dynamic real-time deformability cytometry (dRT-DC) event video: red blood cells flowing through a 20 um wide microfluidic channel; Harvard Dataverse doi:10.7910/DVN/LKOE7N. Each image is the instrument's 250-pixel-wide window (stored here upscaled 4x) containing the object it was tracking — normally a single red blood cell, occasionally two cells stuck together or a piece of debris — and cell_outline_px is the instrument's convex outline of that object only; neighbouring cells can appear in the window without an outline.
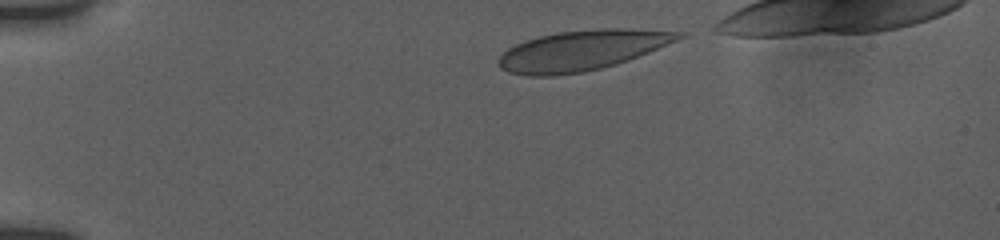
{"species": "human", "species_latin": "Homo sapiens", "temperature_condition": "room temperature", "stored_images_in_passage": 51, "camera_frame_rate_fps": 3000, "um_per_image_px": 0.085, "donor": {"sex": "female"}, "frame": {"image": 1, "passage_image": 1, "time_ms": 0.0, "image_size_px": [1000, 240], "cell_outline_px": [[688, 36], [628, 60], [616, 64], [584, 72], [552, 76], [528, 76], [508, 72], [500, 68], [496, 64], [496, 60], [508, 48], [516, 44], [540, 36], [556, 32], [596, 28], [632, 28], [688, 32]], "centroid_in_image_um": [49.49, 4.27], "position_along_channel_um": 35.5, "area_um2": 42.54}}
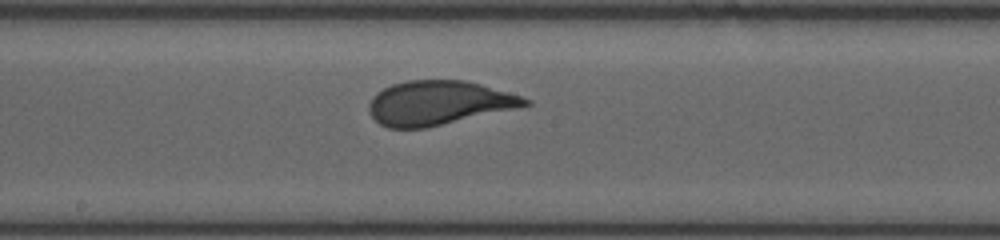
{"frame": {"image": 2, "passage_image": 31, "time_ms": 6.333, "image_size_px": [1000, 240], "cell_outline_px": [[532, 104], [520, 108], [428, 128], [388, 128], [380, 124], [368, 112], [368, 104], [372, 96], [376, 92], [392, 84], [408, 80], [464, 80], [480, 84], [520, 96], [532, 100]], "centroid_in_image_um": [37.28, 8.76], "position_along_channel_um": 210.9, "area_um2": 40.52}}
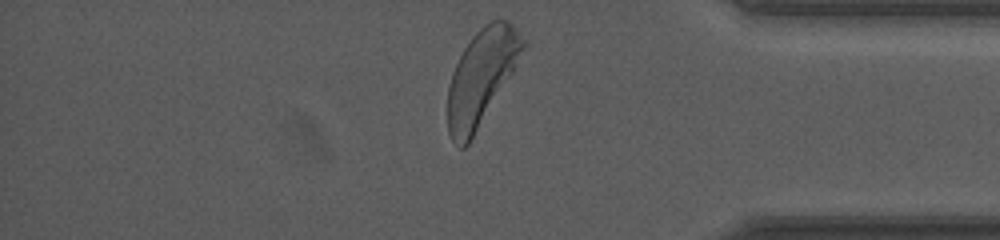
{"frame": {"image": 3, "passage_image": 51, "time_ms": 11.667, "image_size_px": [1000, 240], "cell_outline_px": [[524, 44], [512, 72], [468, 144], [464, 148], [460, 148], [452, 140], [448, 132], [448, 88], [452, 72], [464, 48], [472, 36], [484, 24], [492, 20], [508, 20], [512, 24], [524, 40]], "centroid_in_image_um": [40.87, 6.56], "position_along_channel_um": 394.3, "area_um2": 40.58}, "authors_computed_cell_mechanics": {"area_um2": 40.6912, "velocity_mm_per_s": 3.7557, "shape_relaxation_time_tau1_ms": 3.6261, "shape_relaxation_time_tau2_ms": null, "deformation_change_tau1": 0.1658, "deformation_change_tau2": null}}